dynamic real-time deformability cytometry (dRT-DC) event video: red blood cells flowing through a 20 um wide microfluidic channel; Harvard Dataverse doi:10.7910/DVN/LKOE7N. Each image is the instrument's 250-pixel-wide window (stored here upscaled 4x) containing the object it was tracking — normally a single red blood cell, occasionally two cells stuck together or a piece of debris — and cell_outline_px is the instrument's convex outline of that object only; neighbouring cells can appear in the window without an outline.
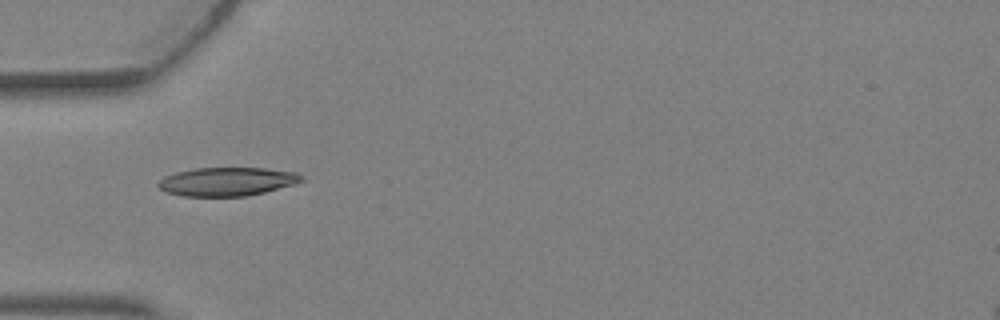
{"species": "Egyptian fruit bat (a non-hibernating species)", "species_latin": "Rousettus aegyptiacus", "temperature_condition": "warm", "stored_images_in_passage": 1, "camera_frame_rate_fps": 3000, "um_per_image_px": 0.085, "animal": {"sex": "female"}, "frame": {"image": 1, "passage_image": 1, "time_ms": 0.0, "image_size_px": [1000, 320], "cell_outline_px": [[304, 180], [292, 184], [264, 192], [248, 196], [180, 196], [164, 192], [156, 184], [164, 176], [176, 172], [196, 168], [264, 168], [296, 172], [304, 176]], "centroid_in_image_um": [19.26, 15.43], "position_along_channel_um": 65.7, "area_um2": 23.87}}